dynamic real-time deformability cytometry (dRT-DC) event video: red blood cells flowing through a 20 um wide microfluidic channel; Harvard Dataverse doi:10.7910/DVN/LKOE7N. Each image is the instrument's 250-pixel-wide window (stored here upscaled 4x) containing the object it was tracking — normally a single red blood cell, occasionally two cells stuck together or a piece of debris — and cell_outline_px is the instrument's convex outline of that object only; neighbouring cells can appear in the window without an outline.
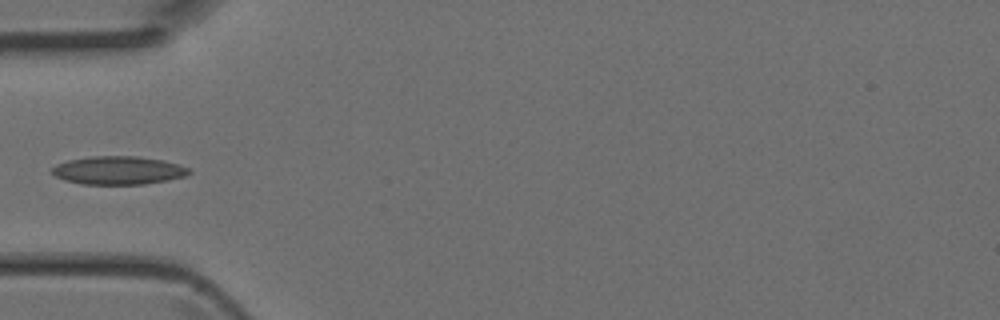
{"species": "Egyptian fruit bat (a non-hibernating species)", "species_latin": "Rousettus aegyptiacus", "temperature_condition": "room temperature", "stored_images_in_passage": 4, "camera_frame_rate_fps": 3000, "um_per_image_px": 0.085, "animal": {"sex": "female"}, "frame": {"image": 1, "passage_image": 4, "time_ms": 1.0, "image_size_px": [1000, 320], "cell_outline_px": [[192, 172], [184, 176], [168, 180], [144, 184], [80, 184], [64, 180], [56, 176], [52, 172], [52, 168], [56, 164], [68, 160], [92, 156], [136, 156], [164, 160], [180, 164], [192, 168]], "centroid_in_image_um": [10.1, 14.47], "position_along_channel_um": 74.9, "area_um2": 22.72}}